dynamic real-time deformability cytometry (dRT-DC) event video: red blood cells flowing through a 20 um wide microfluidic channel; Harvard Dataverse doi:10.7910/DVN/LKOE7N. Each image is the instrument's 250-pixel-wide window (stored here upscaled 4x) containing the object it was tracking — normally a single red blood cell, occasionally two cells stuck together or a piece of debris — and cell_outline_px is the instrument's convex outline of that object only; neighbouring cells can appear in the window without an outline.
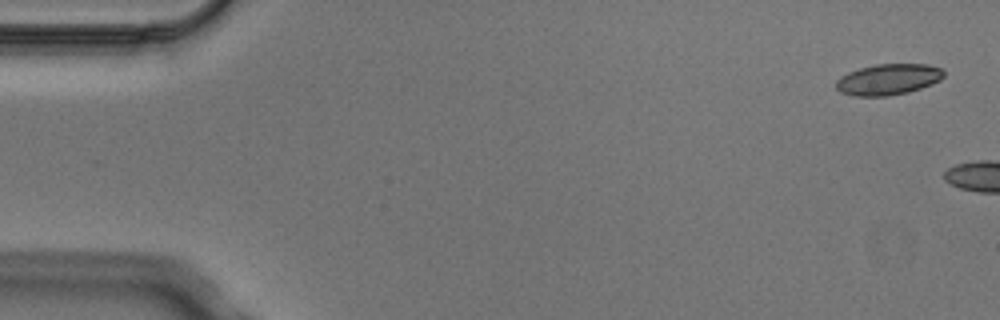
{"species": "Egyptian fruit bat (a non-hibernating species)", "species_latin": "Rousettus aegyptiacus", "temperature_condition": "cold", "stored_images_in_passage": 2, "camera_frame_rate_fps": 3000, "um_per_image_px": 0.085, "animal": {"sex": "male"}, "frame": {"image": 1, "passage_image": 1, "time_ms": 0.0, "image_size_px": [1000, 320], "cell_outline_px": [[944, 76], [940, 80], [932, 84], [908, 92], [888, 96], [856, 96], [840, 92], [836, 88], [836, 80], [840, 76], [848, 72], [860, 68], [876, 64], [928, 64], [940, 68], [944, 72]], "centroid_in_image_um": [75.49, 6.75], "position_along_channel_um": 9.5, "area_um2": 19.48}}